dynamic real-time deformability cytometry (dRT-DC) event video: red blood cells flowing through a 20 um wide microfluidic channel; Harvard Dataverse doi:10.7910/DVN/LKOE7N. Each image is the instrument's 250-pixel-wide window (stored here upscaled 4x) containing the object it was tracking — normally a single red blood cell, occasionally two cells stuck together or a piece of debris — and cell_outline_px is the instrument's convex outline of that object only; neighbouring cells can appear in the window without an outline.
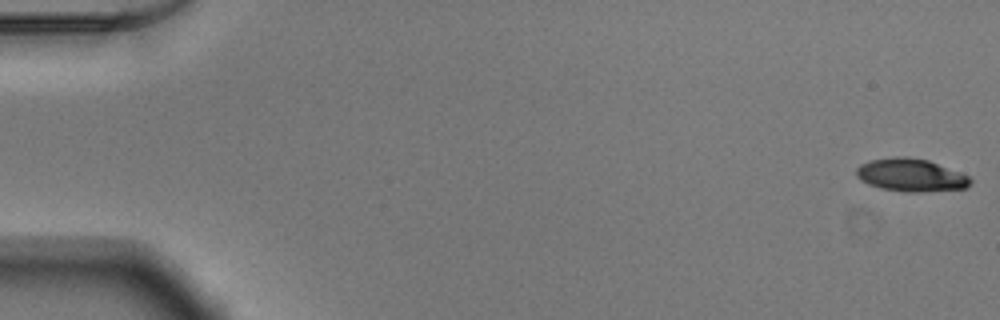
{"species": "Egyptian fruit bat (a non-hibernating species)", "species_latin": "Rousettus aegyptiacus", "temperature_condition": "warm", "stored_images_in_passage": 52, "camera_frame_rate_fps": 3000, "um_per_image_px": 0.085, "animal": {"sex": "male"}, "frame": {"image": 1, "passage_image": 1, "time_ms": 0.0, "image_size_px": [1000, 320], "cell_outline_px": [[972, 184], [968, 188], [920, 192], [908, 192], [880, 188], [868, 184], [860, 180], [856, 176], [856, 168], [860, 164], [868, 160], [892, 156], [908, 156], [928, 160], [960, 172], [968, 176], [972, 180]], "centroid_in_image_um": [77.41, 14.87], "position_along_channel_um": 7.6, "area_um2": 22.14}}
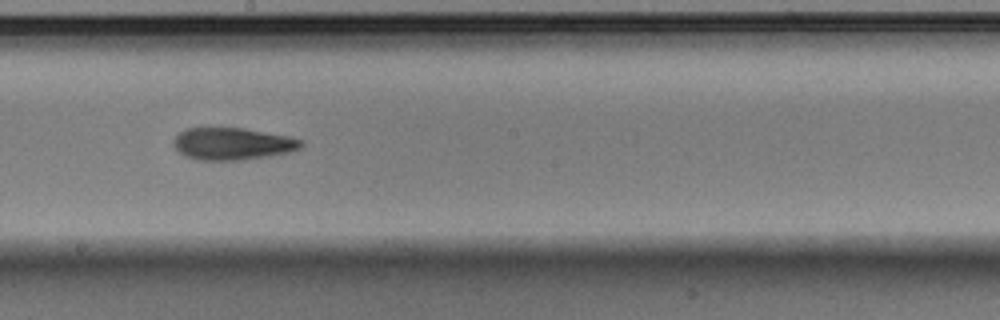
{"frame": {"image": 2, "passage_image": 30, "time_ms": 9.667, "image_size_px": [1000, 320], "cell_outline_px": [[304, 144], [300, 148], [288, 152], [268, 156], [240, 160], [196, 160], [184, 156], [172, 144], [172, 140], [180, 132], [188, 128], [244, 128], [288, 136], [304, 140]], "centroid_in_image_um": [19.75, 12.22], "position_along_channel_um": 228.4, "area_um2": 23.93}}
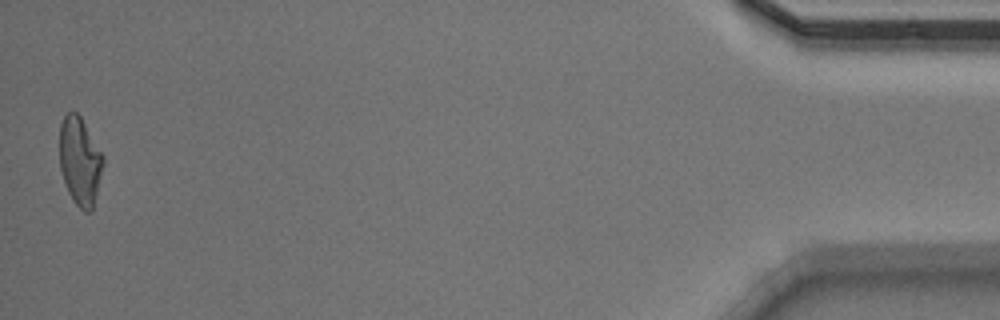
{"frame": {"image": 3, "passage_image": 52, "time_ms": 17.0, "image_size_px": [1000, 320], "cell_outline_px": [[104, 164], [92, 212], [84, 212], [72, 200], [68, 192], [60, 168], [60, 124], [64, 116], [68, 112], [76, 112], [80, 116], [104, 156]], "centroid_in_image_um": [6.8, 13.72], "position_along_channel_um": 428.4, "area_um2": 22.37}, "authors_computed_cell_mechanics": {"area_um2": 23.0333, "velocity_mm_per_s": 3.9199, "shape_relaxation_time_tau1_ms": null, "shape_relaxation_time_tau2_ms": 5.8624, "deformation_change_tau1": null, "deformation_change_tau2": 0.1622}}